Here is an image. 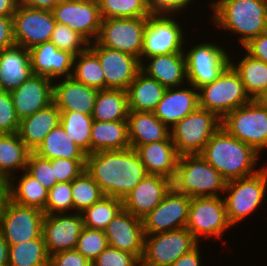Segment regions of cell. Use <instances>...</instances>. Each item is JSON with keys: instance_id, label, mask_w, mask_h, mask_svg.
<instances>
[{"instance_id": "22", "label": "cell", "mask_w": 267, "mask_h": 266, "mask_svg": "<svg viewBox=\"0 0 267 266\" xmlns=\"http://www.w3.org/2000/svg\"><path fill=\"white\" fill-rule=\"evenodd\" d=\"M17 118L22 120L53 102V81L32 75L20 87L10 92Z\"/></svg>"}, {"instance_id": "57", "label": "cell", "mask_w": 267, "mask_h": 266, "mask_svg": "<svg viewBox=\"0 0 267 266\" xmlns=\"http://www.w3.org/2000/svg\"><path fill=\"white\" fill-rule=\"evenodd\" d=\"M17 6V0H0V16L13 17Z\"/></svg>"}, {"instance_id": "29", "label": "cell", "mask_w": 267, "mask_h": 266, "mask_svg": "<svg viewBox=\"0 0 267 266\" xmlns=\"http://www.w3.org/2000/svg\"><path fill=\"white\" fill-rule=\"evenodd\" d=\"M59 124L60 110L52 102L46 108L20 120L17 133L22 142L34 152Z\"/></svg>"}, {"instance_id": "25", "label": "cell", "mask_w": 267, "mask_h": 266, "mask_svg": "<svg viewBox=\"0 0 267 266\" xmlns=\"http://www.w3.org/2000/svg\"><path fill=\"white\" fill-rule=\"evenodd\" d=\"M98 91L72 77L57 79L53 81V103L60 111L92 115Z\"/></svg>"}, {"instance_id": "6", "label": "cell", "mask_w": 267, "mask_h": 266, "mask_svg": "<svg viewBox=\"0 0 267 266\" xmlns=\"http://www.w3.org/2000/svg\"><path fill=\"white\" fill-rule=\"evenodd\" d=\"M199 107L223 119L229 112L252 101L239 73L230 64L213 82L198 88Z\"/></svg>"}, {"instance_id": "5", "label": "cell", "mask_w": 267, "mask_h": 266, "mask_svg": "<svg viewBox=\"0 0 267 266\" xmlns=\"http://www.w3.org/2000/svg\"><path fill=\"white\" fill-rule=\"evenodd\" d=\"M224 194L228 220L236 227L266 202L267 165L251 176L227 181Z\"/></svg>"}, {"instance_id": "54", "label": "cell", "mask_w": 267, "mask_h": 266, "mask_svg": "<svg viewBox=\"0 0 267 266\" xmlns=\"http://www.w3.org/2000/svg\"><path fill=\"white\" fill-rule=\"evenodd\" d=\"M14 44L13 18L0 16V51Z\"/></svg>"}, {"instance_id": "61", "label": "cell", "mask_w": 267, "mask_h": 266, "mask_svg": "<svg viewBox=\"0 0 267 266\" xmlns=\"http://www.w3.org/2000/svg\"><path fill=\"white\" fill-rule=\"evenodd\" d=\"M77 1H83V2H95V3H99L100 0H77Z\"/></svg>"}, {"instance_id": "55", "label": "cell", "mask_w": 267, "mask_h": 266, "mask_svg": "<svg viewBox=\"0 0 267 266\" xmlns=\"http://www.w3.org/2000/svg\"><path fill=\"white\" fill-rule=\"evenodd\" d=\"M200 246L201 243L192 251L179 257L170 266H203L202 264L203 256L201 257V250L199 249Z\"/></svg>"}, {"instance_id": "50", "label": "cell", "mask_w": 267, "mask_h": 266, "mask_svg": "<svg viewBox=\"0 0 267 266\" xmlns=\"http://www.w3.org/2000/svg\"><path fill=\"white\" fill-rule=\"evenodd\" d=\"M140 260L131 253L108 247L92 262V266H136Z\"/></svg>"}, {"instance_id": "42", "label": "cell", "mask_w": 267, "mask_h": 266, "mask_svg": "<svg viewBox=\"0 0 267 266\" xmlns=\"http://www.w3.org/2000/svg\"><path fill=\"white\" fill-rule=\"evenodd\" d=\"M99 8L102 19L148 17L152 13L149 0H100Z\"/></svg>"}, {"instance_id": "38", "label": "cell", "mask_w": 267, "mask_h": 266, "mask_svg": "<svg viewBox=\"0 0 267 266\" xmlns=\"http://www.w3.org/2000/svg\"><path fill=\"white\" fill-rule=\"evenodd\" d=\"M49 262L50 255L42 235L9 246L8 266H49Z\"/></svg>"}, {"instance_id": "52", "label": "cell", "mask_w": 267, "mask_h": 266, "mask_svg": "<svg viewBox=\"0 0 267 266\" xmlns=\"http://www.w3.org/2000/svg\"><path fill=\"white\" fill-rule=\"evenodd\" d=\"M49 266H92V263L76 249H71L51 255Z\"/></svg>"}, {"instance_id": "56", "label": "cell", "mask_w": 267, "mask_h": 266, "mask_svg": "<svg viewBox=\"0 0 267 266\" xmlns=\"http://www.w3.org/2000/svg\"><path fill=\"white\" fill-rule=\"evenodd\" d=\"M18 4L31 8L52 10L61 0H17Z\"/></svg>"}, {"instance_id": "48", "label": "cell", "mask_w": 267, "mask_h": 266, "mask_svg": "<svg viewBox=\"0 0 267 266\" xmlns=\"http://www.w3.org/2000/svg\"><path fill=\"white\" fill-rule=\"evenodd\" d=\"M51 167L57 183L72 182L86 170V160L52 159Z\"/></svg>"}, {"instance_id": "8", "label": "cell", "mask_w": 267, "mask_h": 266, "mask_svg": "<svg viewBox=\"0 0 267 266\" xmlns=\"http://www.w3.org/2000/svg\"><path fill=\"white\" fill-rule=\"evenodd\" d=\"M184 46L186 60L187 81L196 89L213 82L230 65L231 56L229 50L220 43L203 41ZM225 48V49H224ZM227 51V52H226Z\"/></svg>"}, {"instance_id": "4", "label": "cell", "mask_w": 267, "mask_h": 266, "mask_svg": "<svg viewBox=\"0 0 267 266\" xmlns=\"http://www.w3.org/2000/svg\"><path fill=\"white\" fill-rule=\"evenodd\" d=\"M227 180L200 154L179 156L172 187L185 195L223 197Z\"/></svg>"}, {"instance_id": "46", "label": "cell", "mask_w": 267, "mask_h": 266, "mask_svg": "<svg viewBox=\"0 0 267 266\" xmlns=\"http://www.w3.org/2000/svg\"><path fill=\"white\" fill-rule=\"evenodd\" d=\"M43 212L45 214L73 212L71 182L57 183L48 191V199Z\"/></svg>"}, {"instance_id": "19", "label": "cell", "mask_w": 267, "mask_h": 266, "mask_svg": "<svg viewBox=\"0 0 267 266\" xmlns=\"http://www.w3.org/2000/svg\"><path fill=\"white\" fill-rule=\"evenodd\" d=\"M83 227L80 213L45 214L42 236L49 255L75 249Z\"/></svg>"}, {"instance_id": "53", "label": "cell", "mask_w": 267, "mask_h": 266, "mask_svg": "<svg viewBox=\"0 0 267 266\" xmlns=\"http://www.w3.org/2000/svg\"><path fill=\"white\" fill-rule=\"evenodd\" d=\"M243 50L253 58L267 63V31L261 33L258 37L252 38L243 46Z\"/></svg>"}, {"instance_id": "62", "label": "cell", "mask_w": 267, "mask_h": 266, "mask_svg": "<svg viewBox=\"0 0 267 266\" xmlns=\"http://www.w3.org/2000/svg\"><path fill=\"white\" fill-rule=\"evenodd\" d=\"M136 266H148V265H146L142 261H140Z\"/></svg>"}, {"instance_id": "7", "label": "cell", "mask_w": 267, "mask_h": 266, "mask_svg": "<svg viewBox=\"0 0 267 266\" xmlns=\"http://www.w3.org/2000/svg\"><path fill=\"white\" fill-rule=\"evenodd\" d=\"M177 15V17H176ZM179 14L151 13L143 33L141 62L152 56L184 53L186 30ZM176 17V18H174ZM176 19V20H175ZM181 22V23H180ZM185 31V32H184Z\"/></svg>"}, {"instance_id": "28", "label": "cell", "mask_w": 267, "mask_h": 266, "mask_svg": "<svg viewBox=\"0 0 267 266\" xmlns=\"http://www.w3.org/2000/svg\"><path fill=\"white\" fill-rule=\"evenodd\" d=\"M135 150L148 174L174 179L180 155L171 136L166 140L140 145Z\"/></svg>"}, {"instance_id": "31", "label": "cell", "mask_w": 267, "mask_h": 266, "mask_svg": "<svg viewBox=\"0 0 267 266\" xmlns=\"http://www.w3.org/2000/svg\"><path fill=\"white\" fill-rule=\"evenodd\" d=\"M31 152L18 133L0 134V179L8 182L20 171H25Z\"/></svg>"}, {"instance_id": "24", "label": "cell", "mask_w": 267, "mask_h": 266, "mask_svg": "<svg viewBox=\"0 0 267 266\" xmlns=\"http://www.w3.org/2000/svg\"><path fill=\"white\" fill-rule=\"evenodd\" d=\"M198 107V89L187 83L184 86L166 88L153 113L162 123L171 128Z\"/></svg>"}, {"instance_id": "36", "label": "cell", "mask_w": 267, "mask_h": 266, "mask_svg": "<svg viewBox=\"0 0 267 266\" xmlns=\"http://www.w3.org/2000/svg\"><path fill=\"white\" fill-rule=\"evenodd\" d=\"M242 52L244 55L240 59L232 58V54L230 64L239 73L247 94L252 100H257L267 87V63L253 58L245 50Z\"/></svg>"}, {"instance_id": "44", "label": "cell", "mask_w": 267, "mask_h": 266, "mask_svg": "<svg viewBox=\"0 0 267 266\" xmlns=\"http://www.w3.org/2000/svg\"><path fill=\"white\" fill-rule=\"evenodd\" d=\"M108 247L103 230L83 227L75 249L91 263Z\"/></svg>"}, {"instance_id": "49", "label": "cell", "mask_w": 267, "mask_h": 266, "mask_svg": "<svg viewBox=\"0 0 267 266\" xmlns=\"http://www.w3.org/2000/svg\"><path fill=\"white\" fill-rule=\"evenodd\" d=\"M19 122L10 92L0 90V134L17 133Z\"/></svg>"}, {"instance_id": "3", "label": "cell", "mask_w": 267, "mask_h": 266, "mask_svg": "<svg viewBox=\"0 0 267 266\" xmlns=\"http://www.w3.org/2000/svg\"><path fill=\"white\" fill-rule=\"evenodd\" d=\"M200 155L227 181L251 176L263 167L257 168L261 154L223 127L211 136Z\"/></svg>"}, {"instance_id": "9", "label": "cell", "mask_w": 267, "mask_h": 266, "mask_svg": "<svg viewBox=\"0 0 267 266\" xmlns=\"http://www.w3.org/2000/svg\"><path fill=\"white\" fill-rule=\"evenodd\" d=\"M221 127L259 154L267 151V107L257 100L229 112L221 120Z\"/></svg>"}, {"instance_id": "45", "label": "cell", "mask_w": 267, "mask_h": 266, "mask_svg": "<svg viewBox=\"0 0 267 266\" xmlns=\"http://www.w3.org/2000/svg\"><path fill=\"white\" fill-rule=\"evenodd\" d=\"M50 42L63 51H68L75 56L83 52L89 43L69 26L57 23L52 32Z\"/></svg>"}, {"instance_id": "43", "label": "cell", "mask_w": 267, "mask_h": 266, "mask_svg": "<svg viewBox=\"0 0 267 266\" xmlns=\"http://www.w3.org/2000/svg\"><path fill=\"white\" fill-rule=\"evenodd\" d=\"M73 212L81 213L103 196L99 185L84 171L79 177L71 182Z\"/></svg>"}, {"instance_id": "60", "label": "cell", "mask_w": 267, "mask_h": 266, "mask_svg": "<svg viewBox=\"0 0 267 266\" xmlns=\"http://www.w3.org/2000/svg\"><path fill=\"white\" fill-rule=\"evenodd\" d=\"M257 101L264 107H267V87L264 92L258 97Z\"/></svg>"}, {"instance_id": "41", "label": "cell", "mask_w": 267, "mask_h": 266, "mask_svg": "<svg viewBox=\"0 0 267 266\" xmlns=\"http://www.w3.org/2000/svg\"><path fill=\"white\" fill-rule=\"evenodd\" d=\"M122 208L123 200L103 196L99 201L83 210L80 214L85 227L104 231Z\"/></svg>"}, {"instance_id": "37", "label": "cell", "mask_w": 267, "mask_h": 266, "mask_svg": "<svg viewBox=\"0 0 267 266\" xmlns=\"http://www.w3.org/2000/svg\"><path fill=\"white\" fill-rule=\"evenodd\" d=\"M34 153L48 160L58 158L86 160V154L68 137L61 124L44 138Z\"/></svg>"}, {"instance_id": "11", "label": "cell", "mask_w": 267, "mask_h": 266, "mask_svg": "<svg viewBox=\"0 0 267 266\" xmlns=\"http://www.w3.org/2000/svg\"><path fill=\"white\" fill-rule=\"evenodd\" d=\"M223 197L191 198L186 228L201 242L202 239H223L232 229Z\"/></svg>"}, {"instance_id": "26", "label": "cell", "mask_w": 267, "mask_h": 266, "mask_svg": "<svg viewBox=\"0 0 267 266\" xmlns=\"http://www.w3.org/2000/svg\"><path fill=\"white\" fill-rule=\"evenodd\" d=\"M140 69L165 88L179 87L188 83L184 53L148 57L141 62Z\"/></svg>"}, {"instance_id": "39", "label": "cell", "mask_w": 267, "mask_h": 266, "mask_svg": "<svg viewBox=\"0 0 267 266\" xmlns=\"http://www.w3.org/2000/svg\"><path fill=\"white\" fill-rule=\"evenodd\" d=\"M72 78L97 90L105 89V77L99 58L89 46L75 56Z\"/></svg>"}, {"instance_id": "34", "label": "cell", "mask_w": 267, "mask_h": 266, "mask_svg": "<svg viewBox=\"0 0 267 266\" xmlns=\"http://www.w3.org/2000/svg\"><path fill=\"white\" fill-rule=\"evenodd\" d=\"M7 183L8 197L12 201L23 206L45 209L48 191L26 171L14 175Z\"/></svg>"}, {"instance_id": "32", "label": "cell", "mask_w": 267, "mask_h": 266, "mask_svg": "<svg viewBox=\"0 0 267 266\" xmlns=\"http://www.w3.org/2000/svg\"><path fill=\"white\" fill-rule=\"evenodd\" d=\"M165 90L161 83L140 70L126 90L129 110L153 112Z\"/></svg>"}, {"instance_id": "16", "label": "cell", "mask_w": 267, "mask_h": 266, "mask_svg": "<svg viewBox=\"0 0 267 266\" xmlns=\"http://www.w3.org/2000/svg\"><path fill=\"white\" fill-rule=\"evenodd\" d=\"M191 197L173 187L143 221L145 235H154L186 227Z\"/></svg>"}, {"instance_id": "21", "label": "cell", "mask_w": 267, "mask_h": 266, "mask_svg": "<svg viewBox=\"0 0 267 266\" xmlns=\"http://www.w3.org/2000/svg\"><path fill=\"white\" fill-rule=\"evenodd\" d=\"M32 72L52 81L72 77L75 55L60 50L52 42L38 44L29 49Z\"/></svg>"}, {"instance_id": "17", "label": "cell", "mask_w": 267, "mask_h": 266, "mask_svg": "<svg viewBox=\"0 0 267 266\" xmlns=\"http://www.w3.org/2000/svg\"><path fill=\"white\" fill-rule=\"evenodd\" d=\"M51 11L57 23L69 26L89 44L97 40L102 20L99 3L61 0Z\"/></svg>"}, {"instance_id": "2", "label": "cell", "mask_w": 267, "mask_h": 266, "mask_svg": "<svg viewBox=\"0 0 267 266\" xmlns=\"http://www.w3.org/2000/svg\"><path fill=\"white\" fill-rule=\"evenodd\" d=\"M210 23L234 34L240 48L267 31V0H209ZM226 30V31H225Z\"/></svg>"}, {"instance_id": "35", "label": "cell", "mask_w": 267, "mask_h": 266, "mask_svg": "<svg viewBox=\"0 0 267 266\" xmlns=\"http://www.w3.org/2000/svg\"><path fill=\"white\" fill-rule=\"evenodd\" d=\"M129 114L127 91L123 89L99 90L92 118L96 121H127Z\"/></svg>"}, {"instance_id": "58", "label": "cell", "mask_w": 267, "mask_h": 266, "mask_svg": "<svg viewBox=\"0 0 267 266\" xmlns=\"http://www.w3.org/2000/svg\"><path fill=\"white\" fill-rule=\"evenodd\" d=\"M9 245L0 230V266H8Z\"/></svg>"}, {"instance_id": "33", "label": "cell", "mask_w": 267, "mask_h": 266, "mask_svg": "<svg viewBox=\"0 0 267 266\" xmlns=\"http://www.w3.org/2000/svg\"><path fill=\"white\" fill-rule=\"evenodd\" d=\"M129 147L131 146L128 139V121H93L91 153L124 150Z\"/></svg>"}, {"instance_id": "15", "label": "cell", "mask_w": 267, "mask_h": 266, "mask_svg": "<svg viewBox=\"0 0 267 266\" xmlns=\"http://www.w3.org/2000/svg\"><path fill=\"white\" fill-rule=\"evenodd\" d=\"M12 18L14 42L27 49L49 42L57 24L51 10L21 4H18Z\"/></svg>"}, {"instance_id": "59", "label": "cell", "mask_w": 267, "mask_h": 266, "mask_svg": "<svg viewBox=\"0 0 267 266\" xmlns=\"http://www.w3.org/2000/svg\"><path fill=\"white\" fill-rule=\"evenodd\" d=\"M8 197V183L0 179V217L5 200Z\"/></svg>"}, {"instance_id": "13", "label": "cell", "mask_w": 267, "mask_h": 266, "mask_svg": "<svg viewBox=\"0 0 267 266\" xmlns=\"http://www.w3.org/2000/svg\"><path fill=\"white\" fill-rule=\"evenodd\" d=\"M44 216L43 210L17 204L7 197L1 212L0 230L8 245L40 237Z\"/></svg>"}, {"instance_id": "12", "label": "cell", "mask_w": 267, "mask_h": 266, "mask_svg": "<svg viewBox=\"0 0 267 266\" xmlns=\"http://www.w3.org/2000/svg\"><path fill=\"white\" fill-rule=\"evenodd\" d=\"M199 243L186 227L145 235L141 261L148 266H170L179 257L195 249Z\"/></svg>"}, {"instance_id": "23", "label": "cell", "mask_w": 267, "mask_h": 266, "mask_svg": "<svg viewBox=\"0 0 267 266\" xmlns=\"http://www.w3.org/2000/svg\"><path fill=\"white\" fill-rule=\"evenodd\" d=\"M171 187L172 180L169 178L148 174L124 198L123 208L142 219L160 204Z\"/></svg>"}, {"instance_id": "40", "label": "cell", "mask_w": 267, "mask_h": 266, "mask_svg": "<svg viewBox=\"0 0 267 266\" xmlns=\"http://www.w3.org/2000/svg\"><path fill=\"white\" fill-rule=\"evenodd\" d=\"M91 115L74 111H60V124L68 137L86 155L91 154V128L93 123Z\"/></svg>"}, {"instance_id": "51", "label": "cell", "mask_w": 267, "mask_h": 266, "mask_svg": "<svg viewBox=\"0 0 267 266\" xmlns=\"http://www.w3.org/2000/svg\"><path fill=\"white\" fill-rule=\"evenodd\" d=\"M194 1L195 0H149V6L152 13L179 14L185 12L183 10L190 9V6L196 4Z\"/></svg>"}, {"instance_id": "20", "label": "cell", "mask_w": 267, "mask_h": 266, "mask_svg": "<svg viewBox=\"0 0 267 266\" xmlns=\"http://www.w3.org/2000/svg\"><path fill=\"white\" fill-rule=\"evenodd\" d=\"M104 232L109 246L134 254L141 261L145 238L141 218L122 208Z\"/></svg>"}, {"instance_id": "10", "label": "cell", "mask_w": 267, "mask_h": 266, "mask_svg": "<svg viewBox=\"0 0 267 266\" xmlns=\"http://www.w3.org/2000/svg\"><path fill=\"white\" fill-rule=\"evenodd\" d=\"M221 127L213 112L198 107L170 128L178 154H200L211 136Z\"/></svg>"}, {"instance_id": "14", "label": "cell", "mask_w": 267, "mask_h": 266, "mask_svg": "<svg viewBox=\"0 0 267 266\" xmlns=\"http://www.w3.org/2000/svg\"><path fill=\"white\" fill-rule=\"evenodd\" d=\"M146 23L147 17L102 19L96 42L100 46L128 53L141 63Z\"/></svg>"}, {"instance_id": "47", "label": "cell", "mask_w": 267, "mask_h": 266, "mask_svg": "<svg viewBox=\"0 0 267 266\" xmlns=\"http://www.w3.org/2000/svg\"><path fill=\"white\" fill-rule=\"evenodd\" d=\"M25 171L38 180L47 191L57 184L54 177V167H51V160L41 158L34 152L29 155Z\"/></svg>"}, {"instance_id": "1", "label": "cell", "mask_w": 267, "mask_h": 266, "mask_svg": "<svg viewBox=\"0 0 267 266\" xmlns=\"http://www.w3.org/2000/svg\"><path fill=\"white\" fill-rule=\"evenodd\" d=\"M85 171L105 196L121 200L148 175L136 150L131 147L86 155Z\"/></svg>"}, {"instance_id": "18", "label": "cell", "mask_w": 267, "mask_h": 266, "mask_svg": "<svg viewBox=\"0 0 267 266\" xmlns=\"http://www.w3.org/2000/svg\"><path fill=\"white\" fill-rule=\"evenodd\" d=\"M89 47L97 54L105 77V89L127 90L141 70L140 60L128 53L100 46L96 41Z\"/></svg>"}, {"instance_id": "30", "label": "cell", "mask_w": 267, "mask_h": 266, "mask_svg": "<svg viewBox=\"0 0 267 266\" xmlns=\"http://www.w3.org/2000/svg\"><path fill=\"white\" fill-rule=\"evenodd\" d=\"M128 139L130 146H138L166 140L171 136L170 128L153 112L131 111L128 114Z\"/></svg>"}, {"instance_id": "27", "label": "cell", "mask_w": 267, "mask_h": 266, "mask_svg": "<svg viewBox=\"0 0 267 266\" xmlns=\"http://www.w3.org/2000/svg\"><path fill=\"white\" fill-rule=\"evenodd\" d=\"M32 75L29 49L14 44L0 51V90L11 92Z\"/></svg>"}]
</instances>
